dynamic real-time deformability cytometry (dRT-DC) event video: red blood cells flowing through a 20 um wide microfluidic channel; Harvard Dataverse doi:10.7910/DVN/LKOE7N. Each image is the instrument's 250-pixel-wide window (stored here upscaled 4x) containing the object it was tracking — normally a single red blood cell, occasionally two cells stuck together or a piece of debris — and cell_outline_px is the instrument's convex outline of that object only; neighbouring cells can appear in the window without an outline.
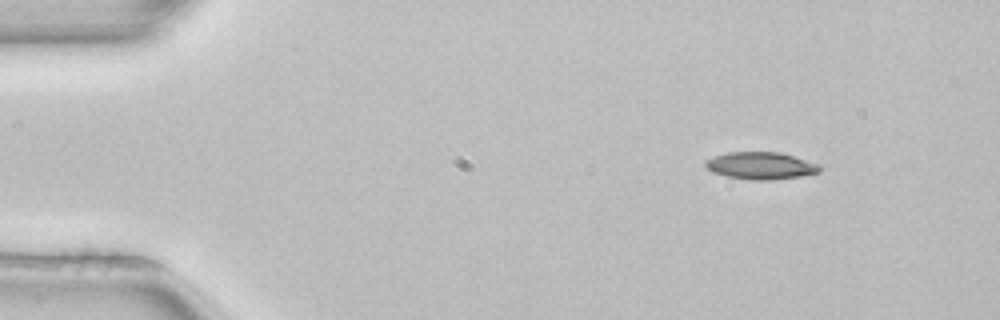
{"species": "common noctule bat (a hibernating species)", "species_latin": "Nyctalus noctula", "temperature_condition": "room temperature", "stored_images_in_passage": 2, "camera_frame_rate_fps": 3000, "um_per_image_px": 0.085, "animal": {"sex": "female", "body_mass_g": 22.7, "forearm_length_mm": 54.2}, "frame": {"image": 1, "passage_image": 1, "time_ms": 0.0, "image_size_px": [1000, 320], "cell_outline_px": [[820, 172], [800, 176], [772, 180], [752, 180], [724, 176], [712, 172], [704, 164], [704, 160], [728, 152], [780, 152], [820, 164]], "centroid_in_image_um": [64.66, 14.08], "position_along_channel_um": 20.3, "area_um2": 18.15}}